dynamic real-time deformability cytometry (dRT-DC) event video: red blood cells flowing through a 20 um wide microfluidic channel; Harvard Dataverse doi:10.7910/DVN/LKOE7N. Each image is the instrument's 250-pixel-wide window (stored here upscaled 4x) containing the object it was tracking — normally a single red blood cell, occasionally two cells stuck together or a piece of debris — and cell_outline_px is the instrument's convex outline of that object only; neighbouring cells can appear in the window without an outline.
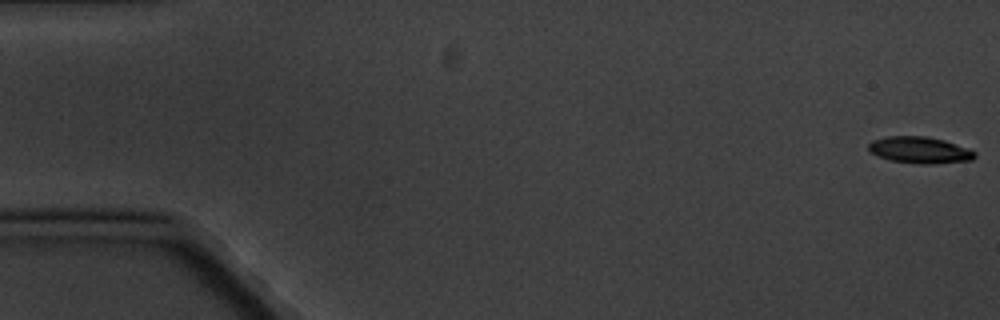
{"species": "common noctule bat (a hibernating species)", "species_latin": "Nyctalus noctula", "temperature_condition": "cold", "stored_images_in_passage": 5, "camera_frame_rate_fps": 3000, "um_per_image_px": 0.085, "animal": {"sex": "male", "body_mass_g": 20.1, "forearm_length_mm": 53.5}, "frame": {"image": 1, "passage_image": 1, "time_ms": 0.0, "image_size_px": [1000, 320], "cell_outline_px": [[976, 156], [972, 160], [932, 164], [920, 164], [892, 160], [880, 156], [872, 152], [868, 148], [868, 144], [872, 140], [888, 136], [924, 136], [944, 140], [976, 152]], "centroid_in_image_um": [78.18, 12.75], "position_along_channel_um": 6.8, "area_um2": 16.18}}
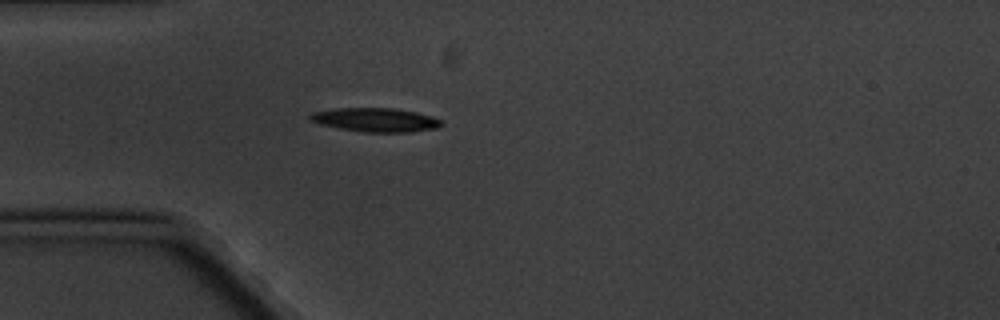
{"frame": {"image": 2, "passage_image": 5, "time_ms": 5.333, "image_size_px": [1000, 320], "cell_outline_px": [[444, 124], [440, 128], [412, 132], [364, 132], [340, 128], [320, 124], [308, 120], [308, 116], [312, 112], [332, 108], [392, 108], [416, 112], [432, 116], [440, 120]], "centroid_in_image_um": [31.93, 10.19], "position_along_channel_um": 53.1, "area_um2": 18.44}}